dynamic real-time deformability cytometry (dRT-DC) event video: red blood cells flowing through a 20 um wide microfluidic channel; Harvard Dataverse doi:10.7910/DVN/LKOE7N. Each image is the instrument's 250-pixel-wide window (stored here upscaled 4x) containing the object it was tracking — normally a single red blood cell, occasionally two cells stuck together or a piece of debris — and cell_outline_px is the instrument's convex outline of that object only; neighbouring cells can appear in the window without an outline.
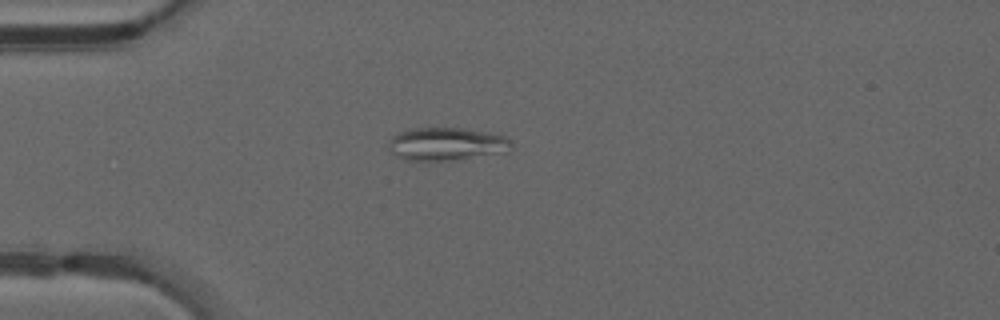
{"species": "common noctule bat (a hibernating species)", "species_latin": "Nyctalus noctula", "temperature_condition": "warm", "stored_images_in_passage": 36, "camera_frame_rate_fps": 3000, "um_per_image_px": 0.085, "animal": {"sex": "male", "forearm_length_mm": 52.5}, "frame": {"image": 1, "passage_image": 1, "time_ms": 0.0, "image_size_px": [1000, 320], "cell_outline_px": [[512, 144], [504, 152], [456, 160], [404, 160], [392, 152], [388, 148], [388, 140], [392, 136], [400, 132], [416, 128], [464, 128], [508, 136], [512, 140]], "centroid_in_image_um": [37.95, 12.23], "position_along_channel_um": 47.1, "area_um2": 23.52}}
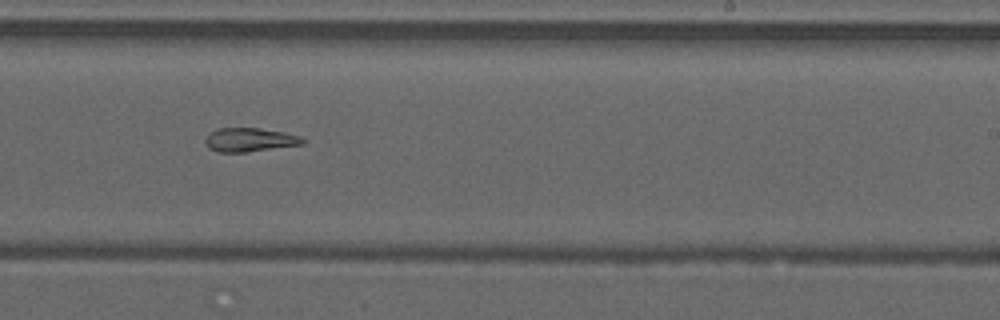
{"frame": {"image": 2, "passage_image": 18, "time_ms": 5.667, "image_size_px": [1000, 320], "cell_outline_px": [[308, 140], [304, 144], [248, 152], [220, 152], [208, 148], [204, 140], [208, 132], [216, 128], [260, 128], [284, 132], [300, 136]], "centroid_in_image_um": [21.23, 11.88], "position_along_channel_um": 267.8, "area_um2": 13.76}}
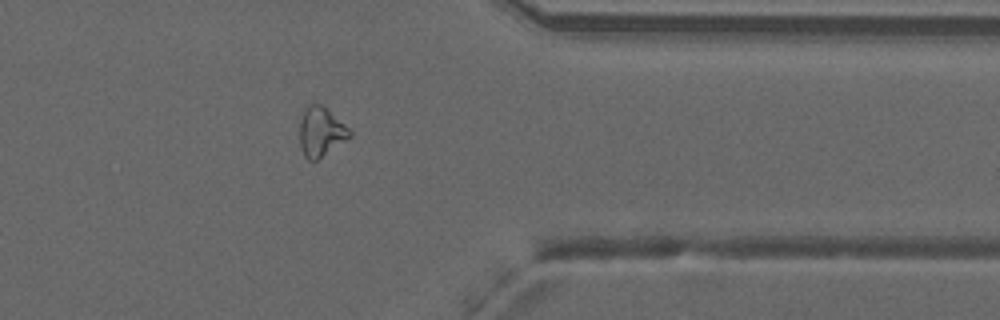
{"frame": {"image": 3, "passage_image": 27, "time_ms": 8.667, "image_size_px": [1000, 320], "cell_outline_px": [[352, 136], [316, 160], [308, 160], [304, 156], [300, 144], [300, 120], [308, 104], [320, 104], [344, 124], [352, 132]], "centroid_in_image_um": [27.27, 11.21], "position_along_channel_um": 384.1, "area_um2": 13.99}, "authors_computed_cell_mechanics": {"area_um2": 14.6523, "velocity_mm_per_s": 4.2317, "shape_relaxation_time_tau1_ms": null, "shape_relaxation_time_tau2_ms": 5.107, "deformation_change_tau1": null, "deformation_change_tau2": 0.143}}